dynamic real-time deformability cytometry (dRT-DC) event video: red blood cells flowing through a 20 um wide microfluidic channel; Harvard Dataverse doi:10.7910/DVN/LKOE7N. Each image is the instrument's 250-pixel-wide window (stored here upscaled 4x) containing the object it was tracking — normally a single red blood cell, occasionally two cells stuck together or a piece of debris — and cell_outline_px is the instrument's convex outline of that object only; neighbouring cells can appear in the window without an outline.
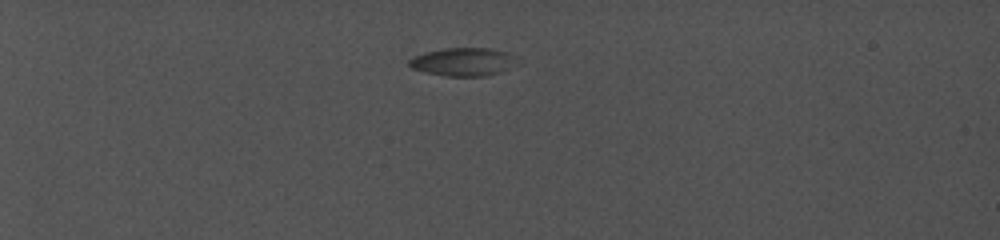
{"species": "common noctule bat (a hibernating species)", "species_latin": "Nyctalus noctula", "temperature_condition": "cold", "stored_images_in_passage": 14, "camera_frame_rate_fps": 5000, "um_per_image_px": 0.085, "animal": {"sex": "female", "body_mass_g": 19.0, "forearm_length_mm": 56.7}, "frame": {"image": 1, "passage_image": 1, "time_ms": 0.0, "image_size_px": [1000, 240], "cell_outline_px": [[524, 64], [488, 76], [444, 76], [424, 72], [412, 68], [408, 64], [408, 60], [416, 56], [428, 52], [448, 48], [484, 48], [504, 52], [520, 60]], "centroid_in_image_um": [39.46, 5.28], "position_along_channel_um": 45.5, "area_um2": 17.8}}
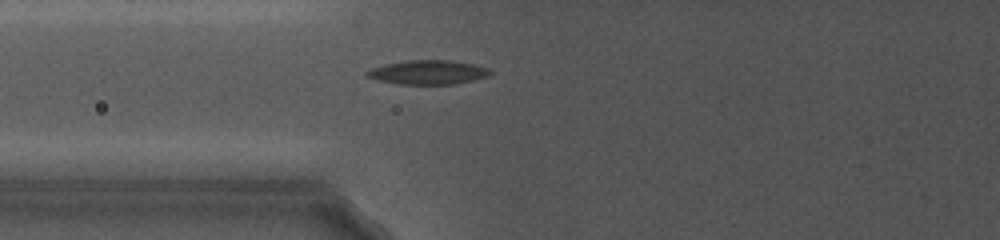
{"frame": {"image": 2, "passage_image": 9, "time_ms": 3.8, "image_size_px": [1000, 240], "cell_outline_px": [[492, 72], [488, 76], [456, 84], [396, 84], [380, 80], [368, 76], [364, 72], [372, 68], [404, 60], [452, 60], [472, 64], [488, 68]], "centroid_in_image_um": [36.4, 6.14], "position_along_channel_um": 89.4, "area_um2": 17.17}}